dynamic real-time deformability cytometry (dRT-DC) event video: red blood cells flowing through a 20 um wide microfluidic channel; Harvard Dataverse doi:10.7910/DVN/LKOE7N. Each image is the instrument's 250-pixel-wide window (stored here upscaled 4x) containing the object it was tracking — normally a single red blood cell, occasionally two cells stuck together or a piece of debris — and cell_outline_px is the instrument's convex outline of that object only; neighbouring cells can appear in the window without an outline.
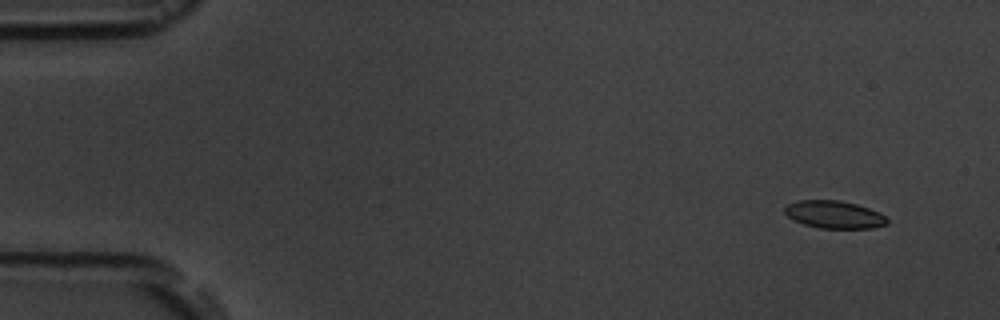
{"species": "common noctule bat (a hibernating species)", "species_latin": "Nyctalus noctula", "temperature_condition": "room temperature", "stored_images_in_passage": 6, "segment_of_instrument_passage": [1, 2], "camera_frame_rate_fps": 3000, "um_per_image_px": 0.085, "animal": {"sex": "male", "body_mass_g": 19.5, "forearm_length_mm": 54.6}, "frame": {"image": 1, "passage_image": 2, "time_ms": 1.0, "image_size_px": [1000, 320], "cell_outline_px": [[888, 224], [872, 228], [820, 228], [804, 224], [788, 216], [784, 212], [784, 208], [788, 204], [800, 200], [840, 200], [856, 204], [880, 212], [888, 216]], "centroid_in_image_um": [70.96, 18.23], "position_along_channel_um": 14.0, "area_um2": 16.47}}